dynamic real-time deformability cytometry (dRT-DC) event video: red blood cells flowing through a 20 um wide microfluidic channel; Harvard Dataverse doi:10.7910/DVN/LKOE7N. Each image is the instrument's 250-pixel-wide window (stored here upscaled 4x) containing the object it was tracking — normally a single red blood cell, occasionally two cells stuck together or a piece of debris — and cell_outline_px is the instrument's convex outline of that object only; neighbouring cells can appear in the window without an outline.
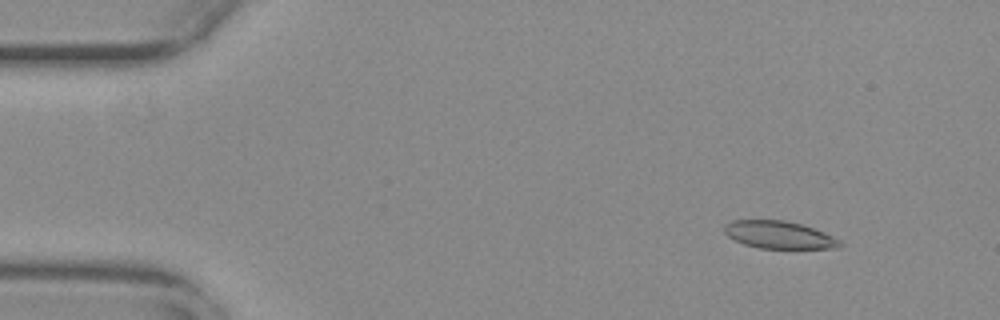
{"species": "common noctule bat (a hibernating species)", "species_latin": "Nyctalus noctula", "temperature_condition": "warm", "stored_images_in_passage": 54, "camera_frame_rate_fps": 3000, "um_per_image_px": 0.085, "animal": {"sex": "female", "body_mass_g": 29.2, "forearm_length_mm": 56.3}, "frame": {"image": 1, "passage_image": 5, "time_ms": 1.333, "image_size_px": [1000, 320], "cell_outline_px": [[844, 244], [840, 248], [760, 248], [744, 244], [728, 236], [724, 232], [724, 224], [732, 220], [784, 220], [800, 224], [824, 232], [840, 240]], "centroid_in_image_um": [66.22, 19.96], "position_along_channel_um": 18.8, "area_um2": 18.44}}
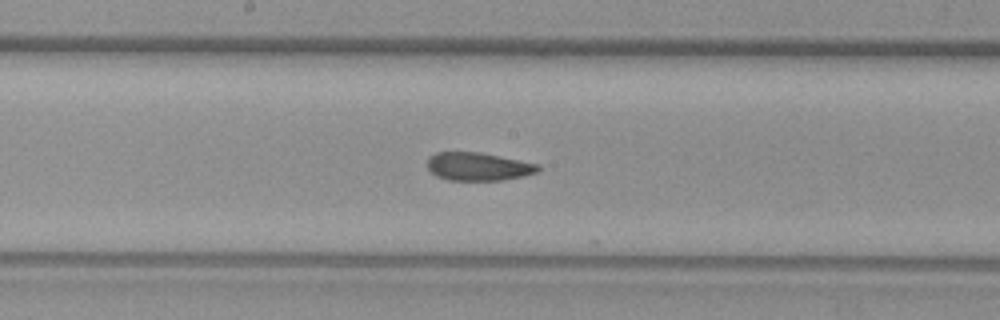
{"frame": {"image": 2, "passage_image": 28, "time_ms": 9.0, "image_size_px": [1000, 320], "cell_outline_px": [[540, 168], [536, 172], [524, 176], [504, 180], [448, 180], [436, 176], [428, 168], [428, 156], [436, 152], [480, 152], [540, 164]], "centroid_in_image_um": [40.65, 14.15], "position_along_channel_um": 207.6, "area_um2": 18.21}}
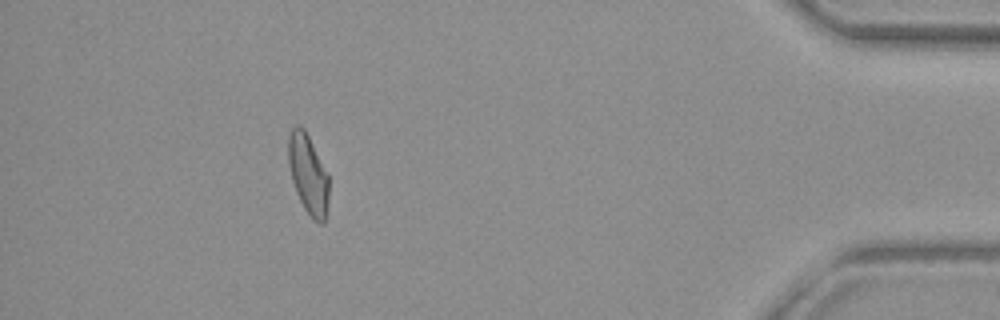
{"frame": {"image": 3, "passage_image": 49, "time_ms": 16.0, "image_size_px": [1000, 320], "cell_outline_px": [[328, 208], [324, 224], [320, 224], [312, 220], [304, 208], [296, 192], [292, 180], [288, 164], [288, 136], [292, 128], [296, 124], [300, 124], [304, 128], [328, 172]], "centroid_in_image_um": [26.2, 14.82], "position_along_channel_um": 409.0, "area_um2": 19.13}, "authors_computed_cell_mechanics": {"area_um2": 19.3919, "velocity_mm_per_s": 3.722, "shape_relaxation_time_tau1_ms": null, "shape_relaxation_time_tau2_ms": 1.996, "deformation_change_tau1": null, "deformation_change_tau2": 0.0801}}